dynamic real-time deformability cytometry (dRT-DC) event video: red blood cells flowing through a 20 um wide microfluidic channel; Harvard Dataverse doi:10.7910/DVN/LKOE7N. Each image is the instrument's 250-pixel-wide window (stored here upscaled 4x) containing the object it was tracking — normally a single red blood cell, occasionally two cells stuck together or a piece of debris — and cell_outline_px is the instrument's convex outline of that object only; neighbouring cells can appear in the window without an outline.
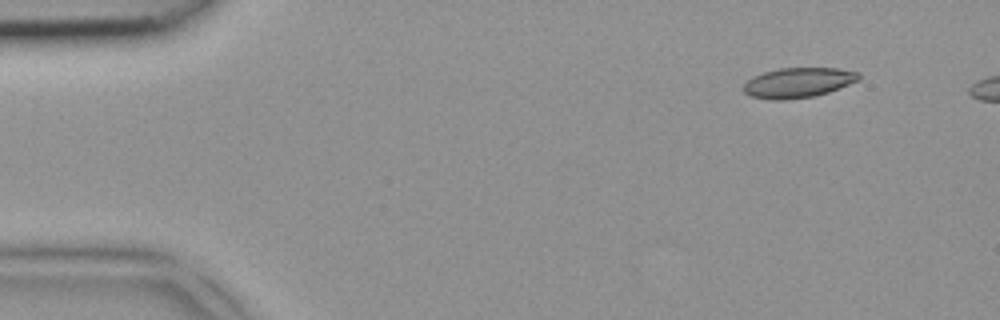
{"species": "common noctule bat (a hibernating species)", "species_latin": "Nyctalus noctula", "temperature_condition": "room temperature", "stored_images_in_passage": 4, "camera_frame_rate_fps": 3000, "um_per_image_px": 0.085, "animal": {"sex": "female", "body_mass_g": 18.4}, "frame": {"image": 1, "passage_image": 1, "time_ms": 0.0, "image_size_px": [1000, 320], "cell_outline_px": [[860, 80], [828, 92], [812, 96], [784, 100], [772, 100], [752, 96], [744, 92], [744, 84], [752, 76], [764, 72], [780, 68], [840, 68], [860, 72]], "centroid_in_image_um": [67.87, 7.01], "position_along_channel_um": 17.1, "area_um2": 20.11}}